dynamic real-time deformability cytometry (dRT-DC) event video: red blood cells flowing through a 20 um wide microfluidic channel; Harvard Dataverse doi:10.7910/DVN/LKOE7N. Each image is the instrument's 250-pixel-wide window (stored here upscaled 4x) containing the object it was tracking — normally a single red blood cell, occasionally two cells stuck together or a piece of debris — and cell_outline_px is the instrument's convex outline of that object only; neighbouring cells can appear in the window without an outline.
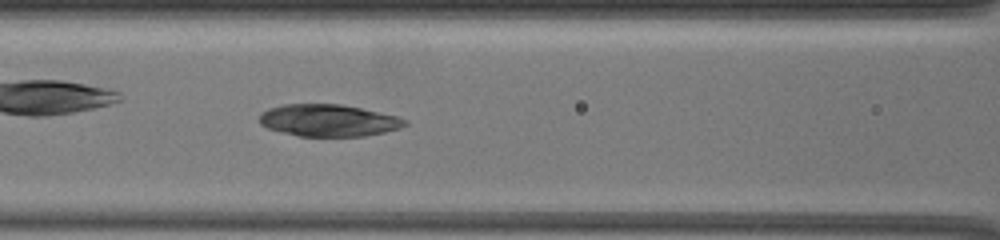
{"species": "common noctule bat (a hibernating species)", "species_latin": "Nyctalus noctula", "temperature_condition": "warm", "stored_images_in_passage": 17, "camera_frame_rate_fps": 3000, "um_per_image_px": 0.085, "animal": {"sex": "female", "body_mass_g": 19.5, "forearm_length_mm": 54.1}, "frame": {"image": 1, "passage_image": 12, "time_ms": 9.667, "image_size_px": [1000, 240], "cell_outline_px": [[408, 124], [400, 128], [384, 132], [364, 136], [300, 136], [280, 132], [268, 128], [260, 124], [260, 112], [268, 108], [284, 104], [340, 104], [400, 116], [408, 120]], "centroid_in_image_um": [27.93, 10.23], "position_along_channel_um": 138.7, "area_um2": 27.28}}
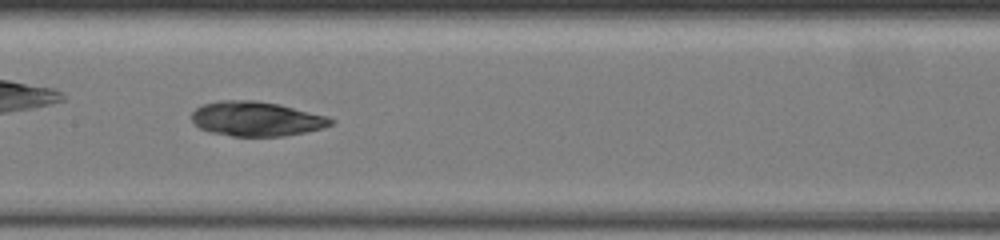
{"frame": {"image": 2, "passage_image": 15, "time_ms": 11.0, "image_size_px": [1000, 240], "cell_outline_px": [[336, 120], [332, 124], [324, 128], [284, 136], [232, 136], [208, 132], [200, 128], [192, 120], [192, 112], [200, 104], [220, 100], [256, 100], [280, 104], [328, 116]], "centroid_in_image_um": [21.79, 10.09], "position_along_channel_um": 185.6, "area_um2": 28.32}}